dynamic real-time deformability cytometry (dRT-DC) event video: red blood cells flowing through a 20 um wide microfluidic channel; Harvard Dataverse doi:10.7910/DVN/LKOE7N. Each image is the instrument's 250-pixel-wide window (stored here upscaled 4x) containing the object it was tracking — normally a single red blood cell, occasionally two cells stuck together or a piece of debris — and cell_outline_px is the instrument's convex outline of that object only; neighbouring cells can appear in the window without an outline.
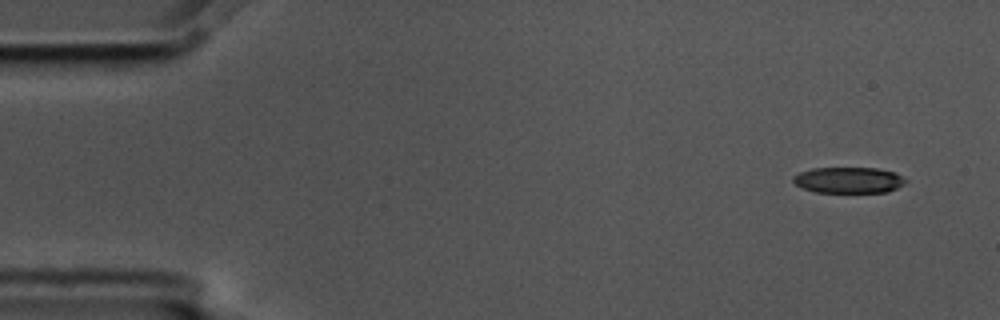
{"species": "common noctule bat (a hibernating species)", "species_latin": "Nyctalus noctula", "temperature_condition": "cold", "stored_images_in_passage": 9, "camera_frame_rate_fps": 3000, "um_per_image_px": 0.085, "animal": {"sex": "male", "body_mass_g": 17.5, "forearm_length_mm": 52.3}, "frame": {"image": 1, "passage_image": 1, "time_ms": 0.0, "image_size_px": [1000, 320], "cell_outline_px": [[908, 180], [904, 184], [888, 192], [812, 192], [796, 184], [792, 180], [792, 176], [800, 172], [812, 168], [876, 168], [896, 172]], "centroid_in_image_um": [72.14, 15.3], "position_along_channel_um": 12.9, "area_um2": 17.11}}
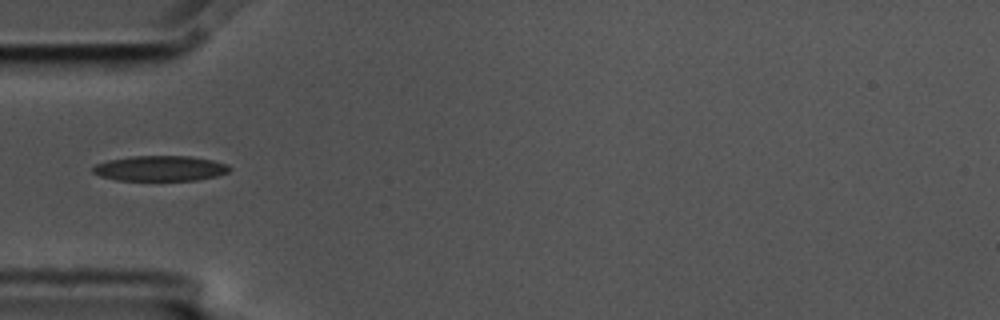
{"frame": {"image": 2, "passage_image": 4, "time_ms": 1.0, "image_size_px": [1000, 320], "cell_outline_px": [[232, 168], [228, 172], [216, 176], [196, 180], [116, 180], [100, 176], [92, 172], [92, 168], [96, 164], [108, 160], [132, 156], [192, 156], [212, 160], [228, 164]], "centroid_in_image_um": [13.62, 14.31], "position_along_channel_um": 71.4, "area_um2": 20.17}}